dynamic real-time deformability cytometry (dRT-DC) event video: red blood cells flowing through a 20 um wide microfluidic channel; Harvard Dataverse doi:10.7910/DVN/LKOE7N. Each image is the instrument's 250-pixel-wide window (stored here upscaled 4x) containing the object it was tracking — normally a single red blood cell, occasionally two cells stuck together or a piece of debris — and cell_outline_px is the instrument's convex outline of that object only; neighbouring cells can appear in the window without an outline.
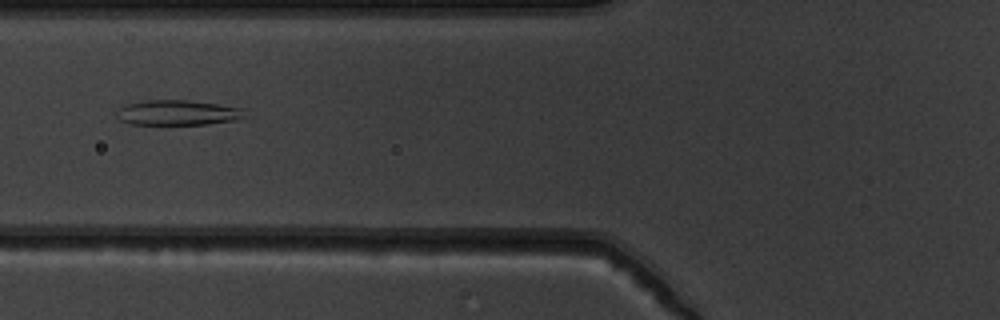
{"species": "common noctule bat (a hibernating species)", "species_latin": "Nyctalus noctula", "temperature_condition": "warm", "stored_images_in_passage": 51, "camera_frame_rate_fps": 3000, "um_per_image_px": 0.085, "animal": {"sex": "male", "body_mass_g": 19.5, "forearm_length_mm": 54.6}, "frame": {"image": 1, "passage_image": 19, "time_ms": 6.0, "image_size_px": [1000, 320], "cell_outline_px": [[248, 116], [236, 120], [208, 124], [128, 124], [120, 120], [116, 112], [124, 104], [140, 100], [184, 100], [216, 104], [240, 108]], "centroid_in_image_um": [15.06, 9.58], "position_along_channel_um": 110.7, "area_um2": 18.73}}
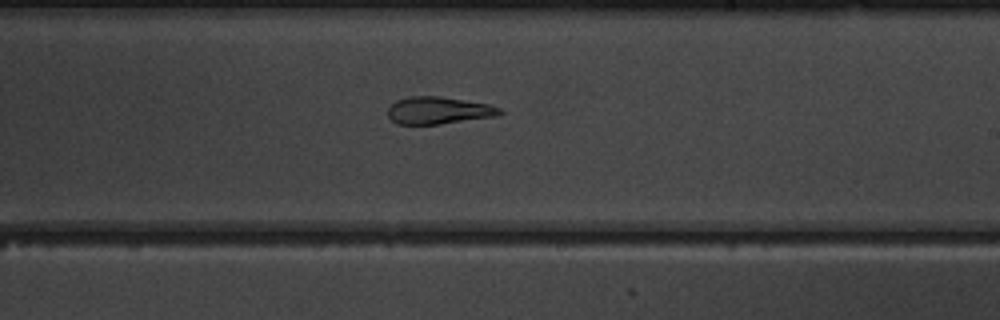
{"frame": {"image": 2, "passage_image": 30, "time_ms": 9.667, "image_size_px": [1000, 320], "cell_outline_px": [[504, 112], [500, 116], [440, 124], [396, 124], [388, 116], [388, 108], [396, 100], [408, 96], [440, 96], [488, 104], [500, 108]], "centroid_in_image_um": [37.29, 9.39], "position_along_channel_um": 251.7, "area_um2": 17.92}}
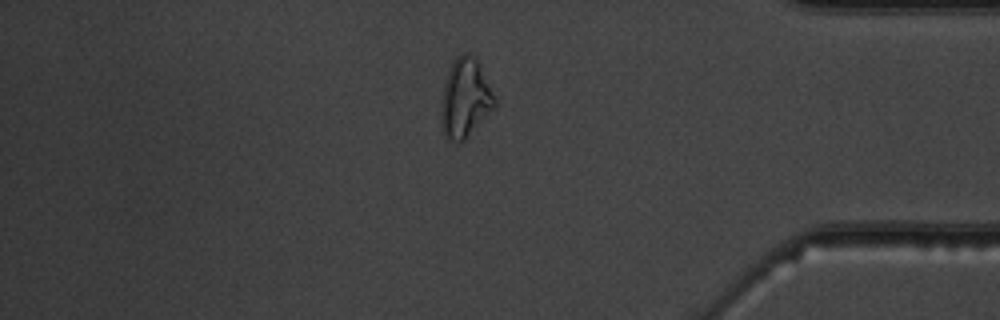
{"frame": {"image": 3, "passage_image": 43, "time_ms": 14.0, "image_size_px": [1000, 320], "cell_outline_px": [[496, 104], [464, 140], [448, 140], [440, 124], [440, 112], [444, 84], [448, 72], [456, 56], [464, 52], [472, 56], [476, 60], [496, 100]], "centroid_in_image_um": [39.49, 8.35], "position_along_channel_um": 395.7, "area_um2": 23.76}, "authors_computed_cell_mechanics": {"area_um2": 22.0796, "velocity_mm_per_s": 3.8534, "shape_relaxation_time_tau1_ms": null, "shape_relaxation_time_tau2_ms": 2.3073, "deformation_change_tau1": null, "deformation_change_tau2": 0.0875}}